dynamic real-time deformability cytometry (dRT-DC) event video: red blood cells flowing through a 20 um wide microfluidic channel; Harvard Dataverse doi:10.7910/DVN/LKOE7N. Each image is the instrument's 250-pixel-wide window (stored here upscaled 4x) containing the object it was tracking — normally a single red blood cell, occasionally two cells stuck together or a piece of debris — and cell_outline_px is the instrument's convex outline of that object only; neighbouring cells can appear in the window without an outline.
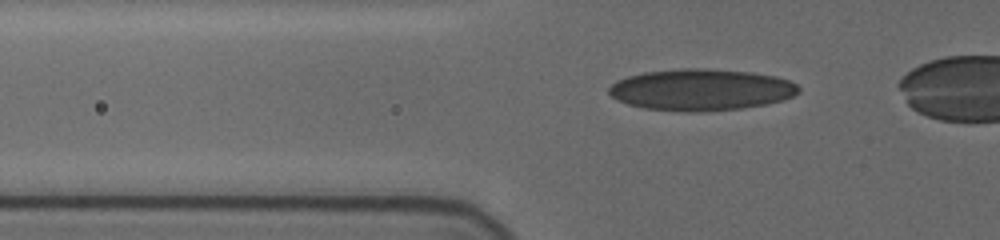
{"species": "human", "species_latin": "Homo sapiens", "temperature_condition": "cold", "stored_images_in_passage": 35, "camera_frame_rate_fps": 3000, "um_per_image_px": 0.085, "donor": {"sex": "female"}, "frame": {"image": 1, "passage_image": 5, "time_ms": 1.333, "image_size_px": [1000, 240], "cell_outline_px": [[800, 92], [792, 96], [768, 104], [740, 108], [696, 112], [688, 112], [644, 108], [628, 104], [616, 100], [608, 92], [608, 88], [616, 80], [628, 76], [644, 72], [684, 68], [708, 68], [748, 72], [776, 76], [788, 80], [796, 84], [800, 88]], "centroid_in_image_um": [59.57, 7.62], "position_along_channel_um": 66.2, "area_um2": 45.89}}
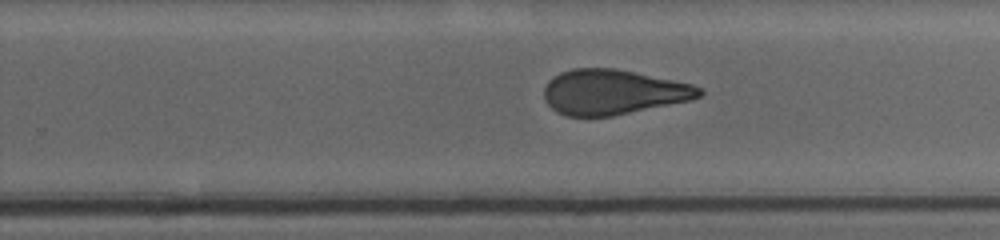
{"frame": {"image": 2, "passage_image": 23, "time_ms": 7.333, "image_size_px": [1000, 240], "cell_outline_px": [[704, 96], [692, 100], [612, 116], [568, 116], [556, 112], [548, 104], [544, 96], [544, 88], [548, 80], [560, 72], [572, 68], [616, 68], [692, 84], [700, 88], [704, 92]], "centroid_in_image_um": [52.12, 7.82], "position_along_channel_um": 277.7, "area_um2": 40.81}}
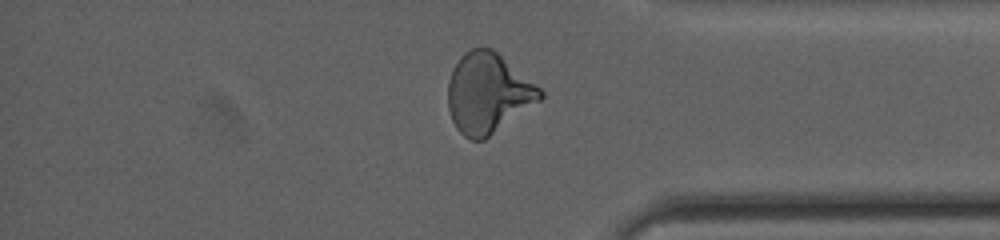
{"frame": {"image": 3, "passage_image": 33, "time_ms": 10.667, "image_size_px": [1000, 240], "cell_outline_px": [[544, 96], [540, 100], [484, 140], [472, 140], [464, 136], [456, 128], [452, 120], [448, 108], [448, 80], [452, 68], [460, 56], [464, 52], [472, 48], [492, 48], [540, 88], [544, 92]], "centroid_in_image_um": [41.44, 7.92], "position_along_channel_um": 393.8, "area_um2": 42.71}}